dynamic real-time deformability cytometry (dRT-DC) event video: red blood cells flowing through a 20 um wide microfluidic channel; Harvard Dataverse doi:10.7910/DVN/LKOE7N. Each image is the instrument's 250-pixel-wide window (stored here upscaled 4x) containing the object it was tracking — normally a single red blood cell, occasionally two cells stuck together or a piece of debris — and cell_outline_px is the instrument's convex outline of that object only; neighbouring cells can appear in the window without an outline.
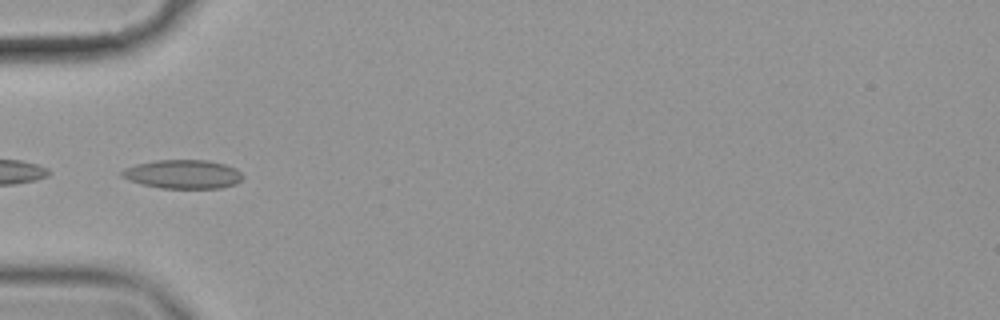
{"species": "common noctule bat (a hibernating species)", "species_latin": "Nyctalus noctula", "temperature_condition": "cold", "stored_images_in_passage": 34, "camera_frame_rate_fps": 3000, "um_per_image_px": 0.085, "animal": {"sex": "female", "body_mass_g": 19.9}, "frame": {"image": 1, "passage_image": 1, "time_ms": 0.0, "image_size_px": [1000, 320], "cell_outline_px": [[244, 176], [236, 184], [220, 188], [160, 188], [140, 184], [128, 180], [120, 176], [120, 172], [124, 168], [136, 164], [156, 160], [208, 160], [224, 164], [236, 168]], "centroid_in_image_um": [15.52, 14.81], "position_along_channel_um": 69.5, "area_um2": 20.46}}
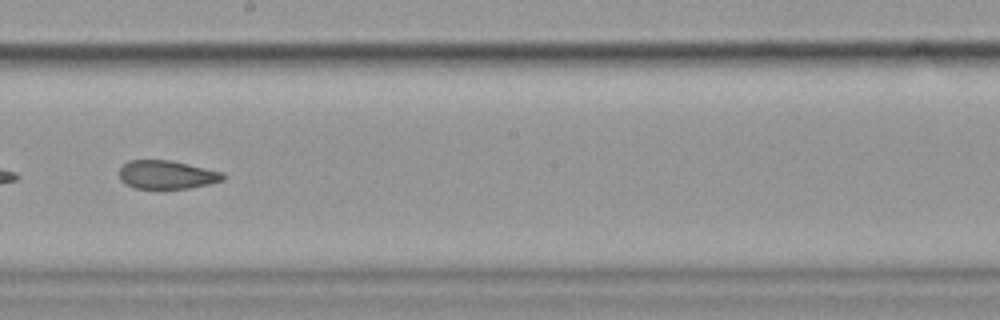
{"frame": {"image": 2, "passage_image": 15, "time_ms": 4.667, "image_size_px": [1000, 320], "cell_outline_px": [[224, 180], [208, 184], [188, 188], [160, 192], [136, 188], [124, 184], [120, 180], [120, 168], [128, 160], [168, 160], [188, 164], [224, 172]], "centroid_in_image_um": [14.15, 14.9], "position_along_channel_um": 234.1, "area_um2": 17.86}}
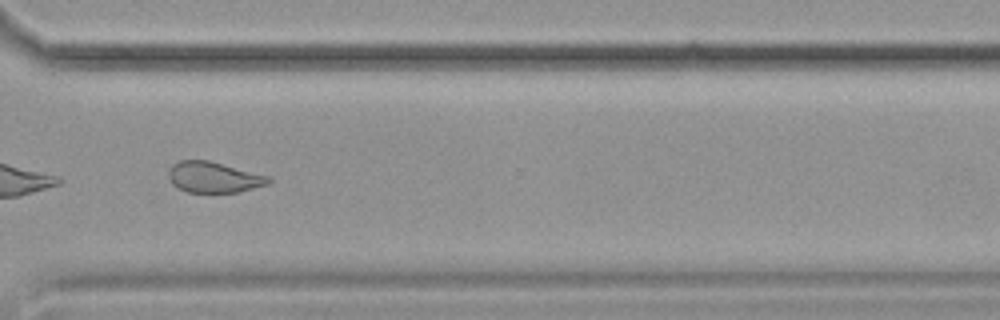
{"frame": {"image": 3, "passage_image": 25, "time_ms": 8.0, "image_size_px": [1000, 320], "cell_outline_px": [[272, 180], [268, 184], [240, 192], [188, 192], [176, 188], [172, 184], [168, 176], [168, 172], [172, 164], [180, 160], [208, 160], [268, 176]], "centroid_in_image_um": [18.13, 15.07], "position_along_channel_um": 352.5, "area_um2": 17.92}, "authors_computed_cell_mechanics": {"area_um2": 18.2648, "velocity_mm_per_s": 3.5425, "shape_relaxation_time_tau1_ms": null, "shape_relaxation_time_tau2_ms": 3.1276, "deformation_change_tau1": null, "deformation_change_tau2": 0.0979}}